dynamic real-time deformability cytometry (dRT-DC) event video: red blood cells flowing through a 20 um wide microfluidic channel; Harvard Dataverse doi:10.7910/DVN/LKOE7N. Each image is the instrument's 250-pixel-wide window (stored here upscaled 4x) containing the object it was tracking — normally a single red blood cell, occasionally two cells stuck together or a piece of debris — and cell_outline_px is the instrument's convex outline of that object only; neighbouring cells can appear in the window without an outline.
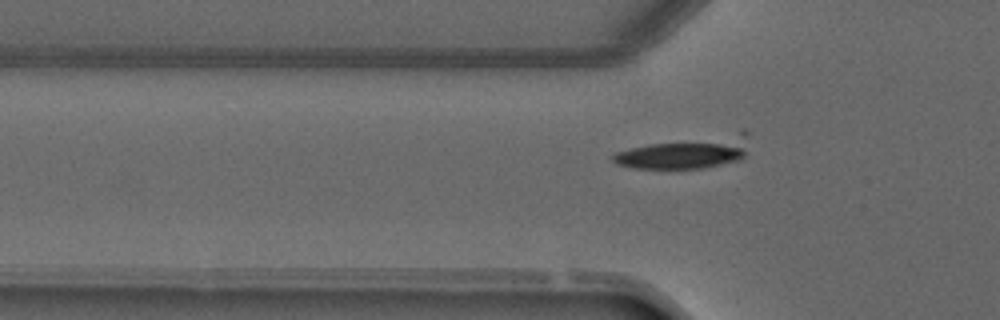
{"species": "common noctule bat (a hibernating species)", "species_latin": "Nyctalus noctula", "temperature_condition": "warm", "stored_images_in_passage": 2, "camera_frame_rate_fps": 3000, "um_per_image_px": 0.085, "animal": {"sex": "male", "forearm_length_mm": 52.5}, "frame": {"image": 1, "passage_image": 2, "time_ms": 2.0, "image_size_px": [1000, 320], "cell_outline_px": [[748, 132], [744, 156], [740, 160], [704, 168], [632, 168], [616, 164], [612, 160], [612, 156], [616, 152], [648, 144], [744, 128]], "centroid_in_image_um": [58.4, 12.9], "position_along_channel_um": 67.4, "area_um2": 25.89}}